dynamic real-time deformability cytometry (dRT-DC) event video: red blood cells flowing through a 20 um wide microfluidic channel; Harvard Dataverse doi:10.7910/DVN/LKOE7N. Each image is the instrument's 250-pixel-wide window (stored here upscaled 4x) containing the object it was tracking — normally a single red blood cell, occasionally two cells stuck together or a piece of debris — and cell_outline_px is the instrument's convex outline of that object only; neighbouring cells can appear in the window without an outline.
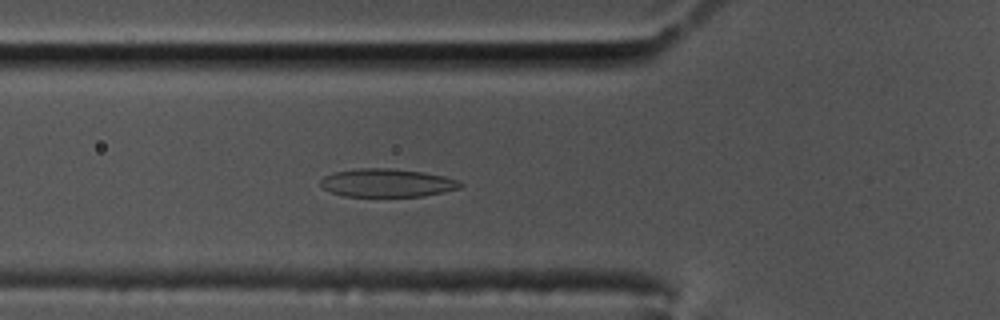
{"species": "common noctule bat (a hibernating species)", "species_latin": "Nyctalus noctula", "temperature_condition": "cold", "stored_images_in_passage": 47, "camera_frame_rate_fps": 3000, "um_per_image_px": 0.085, "animal": {"sex": "male", "body_mass_g": 17.5, "forearm_length_mm": 52.3}, "frame": {"image": 1, "passage_image": 9, "time_ms": 2.667, "image_size_px": [1000, 320], "cell_outline_px": [[464, 184], [460, 188], [424, 196], [344, 196], [332, 192], [324, 188], [320, 184], [320, 180], [324, 176], [332, 172], [360, 168], [388, 168], [424, 172], [444, 176], [460, 180]], "centroid_in_image_um": [32.92, 15.54], "position_along_channel_um": 92.9, "area_um2": 23.0}}
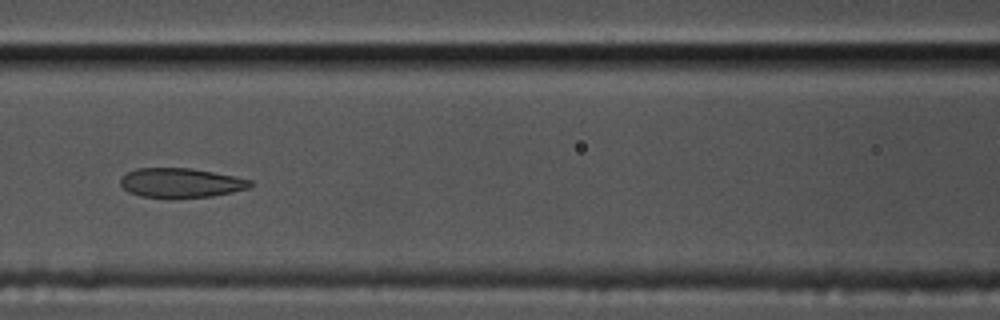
{"frame": {"image": 2, "passage_image": 14, "time_ms": 4.333, "image_size_px": [1000, 320], "cell_outline_px": [[252, 184], [248, 188], [232, 192], [212, 196], [140, 196], [128, 192], [120, 184], [120, 180], [128, 172], [136, 168], [192, 168], [236, 176], [252, 180]], "centroid_in_image_um": [15.39, 15.51], "position_along_channel_um": 151.2, "area_um2": 21.79}}
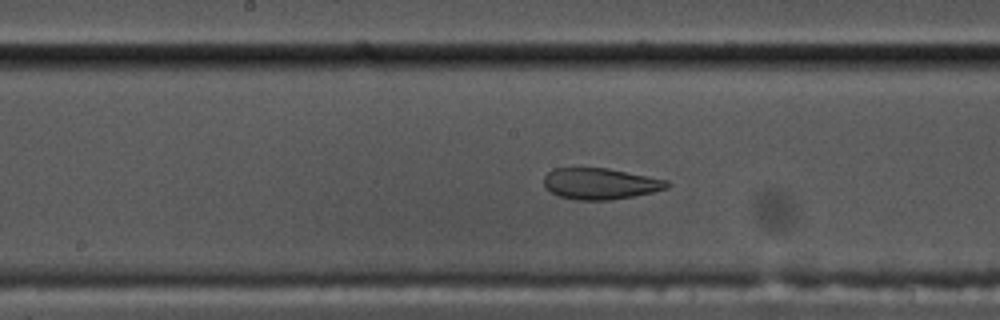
{"frame": {"image": 3, "passage_image": 18, "time_ms": 5.667, "image_size_px": [1000, 320], "cell_outline_px": [[668, 188], [652, 192], [612, 200], [576, 200], [560, 196], [552, 192], [544, 184], [544, 176], [552, 168], [608, 168], [668, 180]], "centroid_in_image_um": [51.02, 15.61], "position_along_channel_um": 197.2, "area_um2": 22.25}}